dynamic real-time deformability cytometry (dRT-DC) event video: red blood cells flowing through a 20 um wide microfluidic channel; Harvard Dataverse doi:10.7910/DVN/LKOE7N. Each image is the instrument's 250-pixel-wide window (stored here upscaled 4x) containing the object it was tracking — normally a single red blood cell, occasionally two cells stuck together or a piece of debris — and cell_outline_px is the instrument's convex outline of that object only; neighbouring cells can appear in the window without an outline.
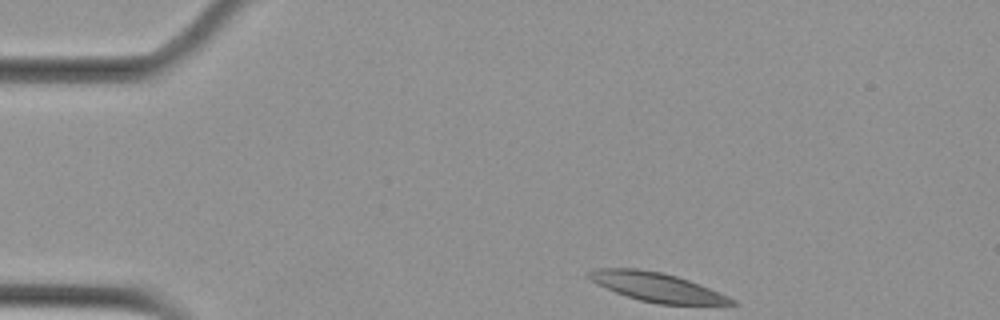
{"species": "Egyptian fruit bat (a non-hibernating species)", "species_latin": "Rousettus aegyptiacus", "temperature_condition": "cold", "stored_images_in_passage": 48, "camera_frame_rate_fps": 3000, "um_per_image_px": 0.085, "animal": {"sex": "female"}, "frame": {"image": 1, "passage_image": 1, "time_ms": 0.0, "image_size_px": [1000, 320], "cell_outline_px": [[736, 304], [660, 304], [640, 300], [616, 292], [592, 280], [588, 276], [588, 272], [596, 268], [636, 268], [664, 272], [688, 280], [728, 296], [736, 300]], "centroid_in_image_um": [55.84, 24.39], "position_along_channel_um": 29.2, "area_um2": 23.52}}
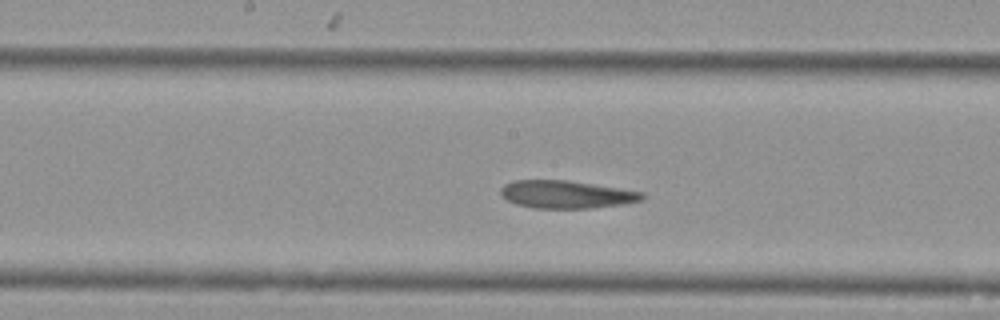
{"frame": {"image": 2, "passage_image": 21, "time_ms": 6.667, "image_size_px": [1000, 320], "cell_outline_px": [[648, 196], [644, 200], [624, 204], [592, 208], [536, 208], [516, 204], [508, 200], [500, 192], [500, 188], [504, 184], [512, 180], [568, 180], [644, 192]], "centroid_in_image_um": [48.19, 16.52], "position_along_channel_um": 200.0, "area_um2": 23.0}}
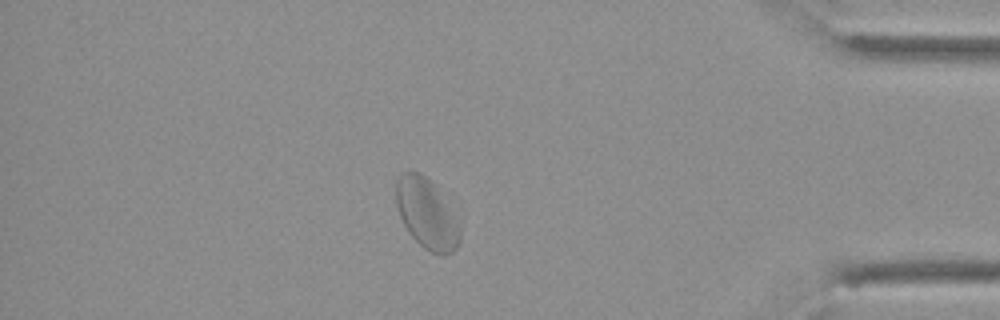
{"frame": {"image": 3, "passage_image": 41, "time_ms": 13.333, "image_size_px": [1000, 320], "cell_outline_px": [[460, 240], [456, 248], [452, 252], [432, 252], [424, 248], [408, 232], [400, 216], [396, 204], [396, 180], [400, 172], [420, 172], [432, 184], [460, 228]], "centroid_in_image_um": [36.19, 18.16], "position_along_channel_um": 399.0, "area_um2": 24.85}, "authors_computed_cell_mechanics": {"area_um2": 24.3627, "velocity_mm_per_s": 3.5209, "shape_relaxation_time_tau1_ms": null, "shape_relaxation_time_tau2_ms": 2.4027, "deformation_change_tau1": null, "deformation_change_tau2": 0.0934}}